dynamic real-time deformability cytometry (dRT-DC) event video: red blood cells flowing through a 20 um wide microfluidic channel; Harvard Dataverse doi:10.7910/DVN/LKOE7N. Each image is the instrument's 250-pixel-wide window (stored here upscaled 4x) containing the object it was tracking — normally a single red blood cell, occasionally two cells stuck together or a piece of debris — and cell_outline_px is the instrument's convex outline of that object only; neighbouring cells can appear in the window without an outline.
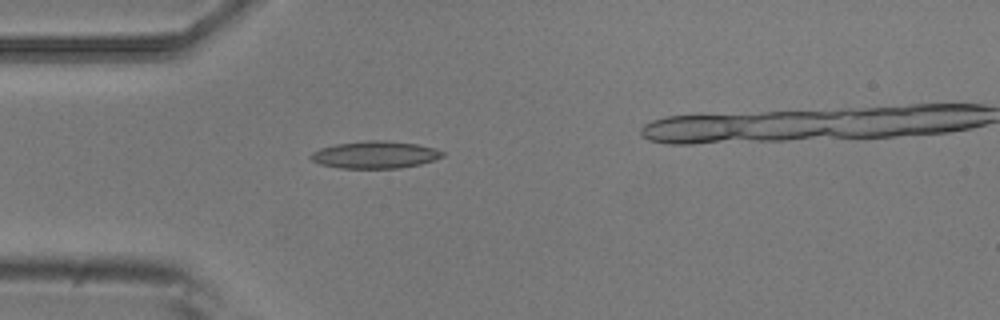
{"species": "common noctule bat (a hibernating species)", "species_latin": "Nyctalus noctula", "temperature_condition": "room temperature", "stored_images_in_passage": 6, "camera_frame_rate_fps": 3000, "um_per_image_px": 0.085, "animal": {"sex": "male", "body_mass_g": 20.5, "forearm_length_mm": 52.5}, "frame": {"image": 1, "passage_image": 5, "time_ms": 1.333, "image_size_px": [1000, 320], "cell_outline_px": [[444, 156], [420, 164], [400, 168], [340, 168], [320, 164], [312, 160], [308, 156], [312, 152], [320, 148], [336, 144], [368, 140], [384, 140], [416, 144], [432, 148], [444, 152]], "centroid_in_image_um": [31.84, 13.15], "position_along_channel_um": 53.2, "area_um2": 20.75}}